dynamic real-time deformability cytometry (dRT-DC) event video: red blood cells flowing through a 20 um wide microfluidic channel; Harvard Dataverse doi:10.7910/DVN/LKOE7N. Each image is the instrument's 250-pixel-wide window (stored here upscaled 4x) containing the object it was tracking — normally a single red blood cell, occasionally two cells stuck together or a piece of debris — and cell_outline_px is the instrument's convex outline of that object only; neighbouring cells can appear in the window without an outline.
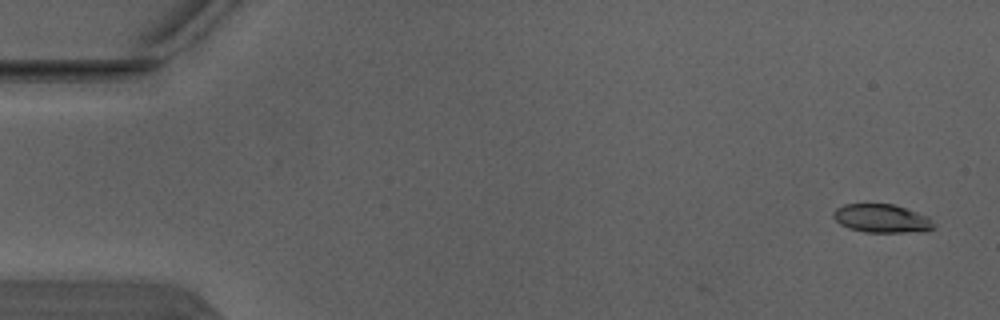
{"species": "Egyptian fruit bat (a non-hibernating species)", "species_latin": "Rousettus aegyptiacus", "temperature_condition": "warm", "stored_images_in_passage": 4, "camera_frame_rate_fps": 3000, "um_per_image_px": 0.085, "animal": {"sex": "male"}, "frame": {"image": 1, "passage_image": 1, "time_ms": 0.0, "image_size_px": [1000, 320], "cell_outline_px": [[936, 228], [928, 232], [864, 232], [848, 228], [840, 224], [832, 216], [832, 212], [836, 208], [844, 204], [892, 204], [928, 216], [936, 224]], "centroid_in_image_um": [74.98, 18.58], "position_along_channel_um": 10.0, "area_um2": 16.88}}
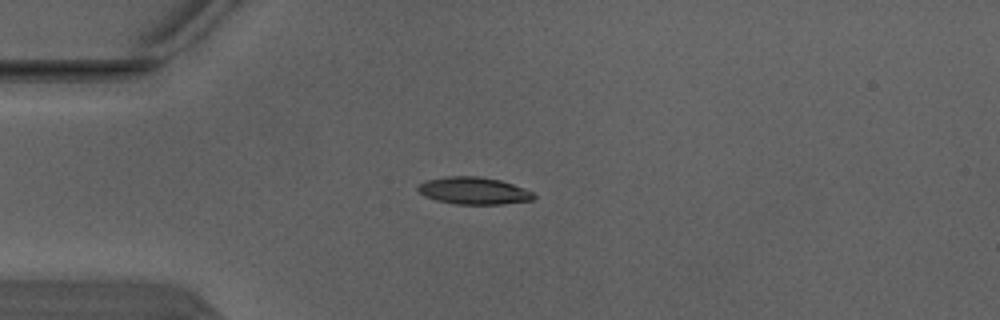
{"frame": {"image": 2, "passage_image": 4, "time_ms": 1.0, "image_size_px": [1000, 320], "cell_outline_px": [[536, 196], [532, 200], [504, 204], [456, 204], [436, 200], [424, 196], [416, 188], [420, 184], [428, 180], [444, 176], [480, 176], [500, 180], [524, 188], [532, 192]], "centroid_in_image_um": [40.27, 16.21], "position_along_channel_um": 44.7, "area_um2": 18.32}}